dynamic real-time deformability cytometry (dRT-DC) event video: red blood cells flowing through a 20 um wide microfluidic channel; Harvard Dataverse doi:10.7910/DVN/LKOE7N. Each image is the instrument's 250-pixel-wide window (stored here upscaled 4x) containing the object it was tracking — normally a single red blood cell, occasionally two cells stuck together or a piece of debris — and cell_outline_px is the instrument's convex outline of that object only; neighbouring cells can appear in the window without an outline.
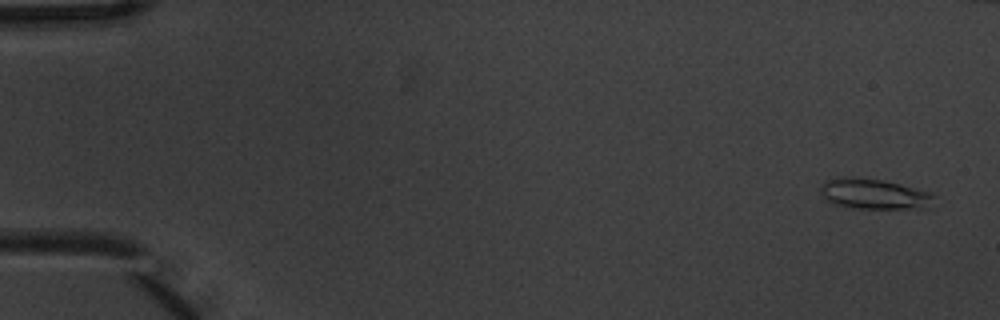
{"species": "common noctule bat (a hibernating species)", "species_latin": "Nyctalus noctula", "temperature_condition": "warm", "stored_images_in_passage": 6, "camera_frame_rate_fps": 3000, "um_per_image_px": 0.085, "animal": {"sex": "male", "body_mass_g": 20.1, "forearm_length_mm": 53.5}, "frame": {"image": 1, "passage_image": 1, "time_ms": 0.0, "image_size_px": [1000, 320], "cell_outline_px": [[936, 196], [928, 208], [860, 208], [836, 204], [824, 200], [820, 188], [820, 184], [828, 180], [844, 176], [884, 180], [932, 192]], "centroid_in_image_um": [74.31, 16.48], "position_along_channel_um": 10.7, "area_um2": 20.06}}